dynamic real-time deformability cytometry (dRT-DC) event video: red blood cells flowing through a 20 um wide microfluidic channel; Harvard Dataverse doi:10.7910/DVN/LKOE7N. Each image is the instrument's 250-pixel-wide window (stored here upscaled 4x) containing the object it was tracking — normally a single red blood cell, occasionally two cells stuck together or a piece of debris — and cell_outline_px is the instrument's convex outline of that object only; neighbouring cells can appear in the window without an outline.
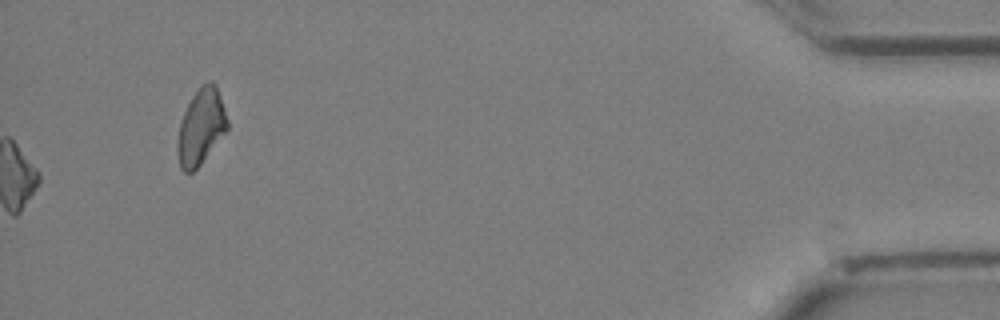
{"species": "Egyptian fruit bat (a non-hibernating species)", "species_latin": "Rousettus aegyptiacus", "temperature_condition": "cold", "stored_images_in_passage": 32, "camera_frame_rate_fps": 3000, "um_per_image_px": 0.085, "animal": {"sex": "female"}, "frame": {"image": 1, "passage_image": 32, "time_ms": 10.333, "image_size_px": [1000, 320], "cell_outline_px": [[228, 128], [200, 164], [192, 172], [184, 172], [180, 168], [176, 152], [176, 144], [180, 120], [192, 96], [200, 84], [212, 80], [216, 84], [228, 120]], "centroid_in_image_um": [17.05, 10.76], "position_along_channel_um": 418.1, "area_um2": 22.02}}